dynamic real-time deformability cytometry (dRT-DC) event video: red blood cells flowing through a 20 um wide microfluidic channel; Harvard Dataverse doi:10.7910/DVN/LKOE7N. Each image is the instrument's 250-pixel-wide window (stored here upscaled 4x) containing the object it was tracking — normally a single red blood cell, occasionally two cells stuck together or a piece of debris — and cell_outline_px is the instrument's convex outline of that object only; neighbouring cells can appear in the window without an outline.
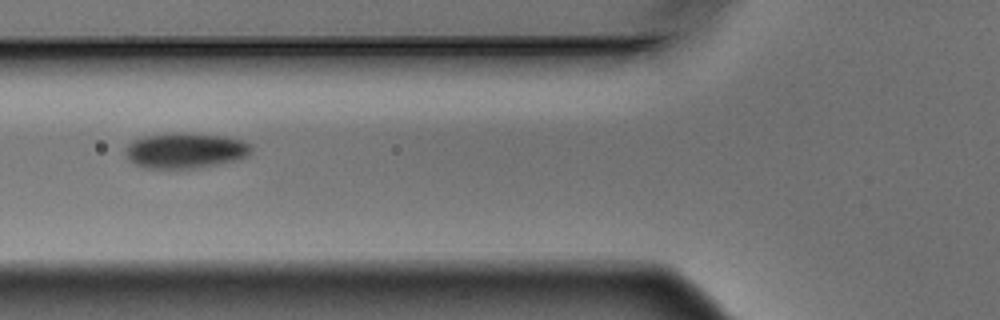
{"species": "Egyptian fruit bat (a non-hibernating species)", "species_latin": "Rousettus aegyptiacus", "temperature_condition": "warm", "stored_images_in_passage": 4, "camera_frame_rate_fps": 3000, "um_per_image_px": 0.085, "animal": {"sex": "male"}, "frame": {"image": 1, "passage_image": 2, "time_ms": 0.333, "image_size_px": [1000, 320], "cell_outline_px": [[252, 152], [248, 156], [240, 160], [196, 168], [144, 168], [128, 160], [124, 156], [124, 152], [128, 144], [132, 140], [144, 136], [172, 132], [180, 132], [224, 136], [240, 140], [252, 144]], "centroid_in_image_um": [15.75, 12.79], "position_along_channel_um": 110.0, "area_um2": 26.41}}
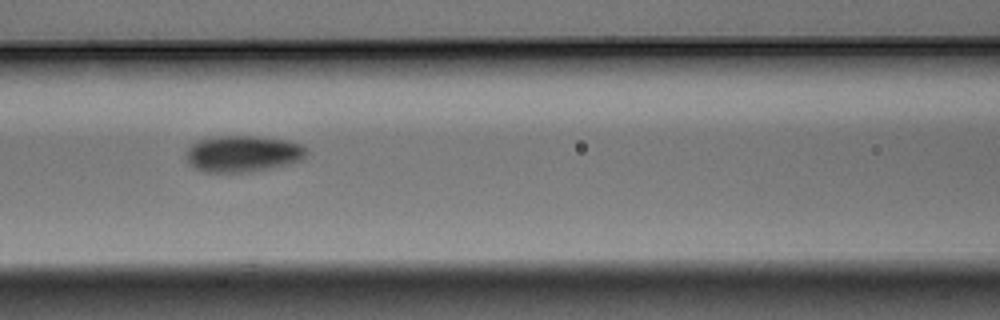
{"frame": {"image": 2, "passage_image": 3, "time_ms": 0.667, "image_size_px": [1000, 320], "cell_outline_px": [[308, 152], [304, 160], [288, 164], [252, 172], [204, 172], [192, 168], [184, 160], [184, 152], [192, 144], [200, 140], [216, 136], [260, 136], [288, 140], [300, 144], [308, 148]], "centroid_in_image_um": [20.63, 13.07], "position_along_channel_um": 146.0, "area_um2": 26.18}}
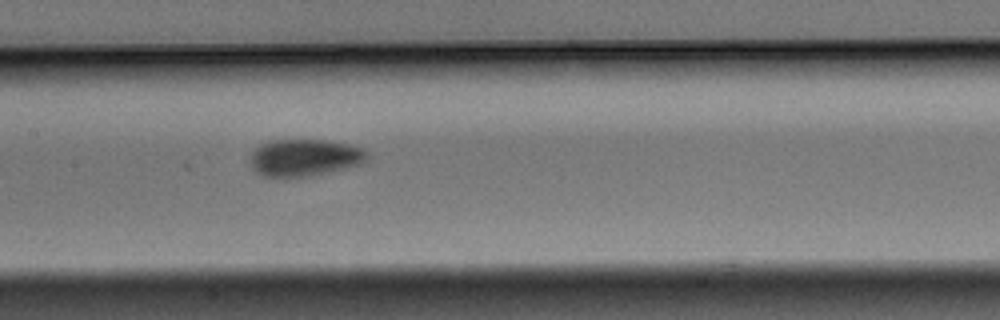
{"frame": {"image": 3, "passage_image": 4, "time_ms": 1.0, "image_size_px": [1000, 320], "cell_outline_px": [[368, 156], [360, 164], [344, 168], [308, 176], [260, 176], [252, 168], [248, 160], [252, 152], [260, 144], [268, 140], [324, 140], [348, 144], [364, 148], [368, 152]], "centroid_in_image_um": [25.84, 13.38], "position_along_channel_um": 181.6, "area_um2": 25.14}}